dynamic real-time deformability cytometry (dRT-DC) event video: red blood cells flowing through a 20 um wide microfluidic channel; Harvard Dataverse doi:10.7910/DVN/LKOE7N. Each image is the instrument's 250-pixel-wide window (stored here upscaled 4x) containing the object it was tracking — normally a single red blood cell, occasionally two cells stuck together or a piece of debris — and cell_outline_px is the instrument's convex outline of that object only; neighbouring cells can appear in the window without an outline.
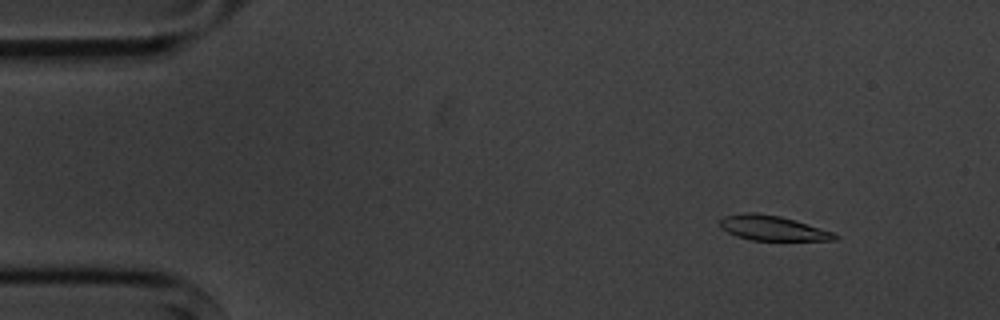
{"species": "common noctule bat (a hibernating species)", "species_latin": "Nyctalus noctula", "temperature_condition": "cold", "stored_images_in_passage": 4, "camera_frame_rate_fps": 3000, "um_per_image_px": 0.085, "animal": {"sex": "male", "body_mass_g": 20.1, "forearm_length_mm": 53.5}, "frame": {"image": 1, "passage_image": 1, "time_ms": 0.0, "image_size_px": [1000, 320], "cell_outline_px": [[840, 236], [836, 240], [752, 240], [736, 236], [720, 228], [720, 220], [724, 216], [744, 212], [756, 212], [780, 216], [832, 232]], "centroid_in_image_um": [65.62, 19.38], "position_along_channel_um": 19.4, "area_um2": 16.47}}